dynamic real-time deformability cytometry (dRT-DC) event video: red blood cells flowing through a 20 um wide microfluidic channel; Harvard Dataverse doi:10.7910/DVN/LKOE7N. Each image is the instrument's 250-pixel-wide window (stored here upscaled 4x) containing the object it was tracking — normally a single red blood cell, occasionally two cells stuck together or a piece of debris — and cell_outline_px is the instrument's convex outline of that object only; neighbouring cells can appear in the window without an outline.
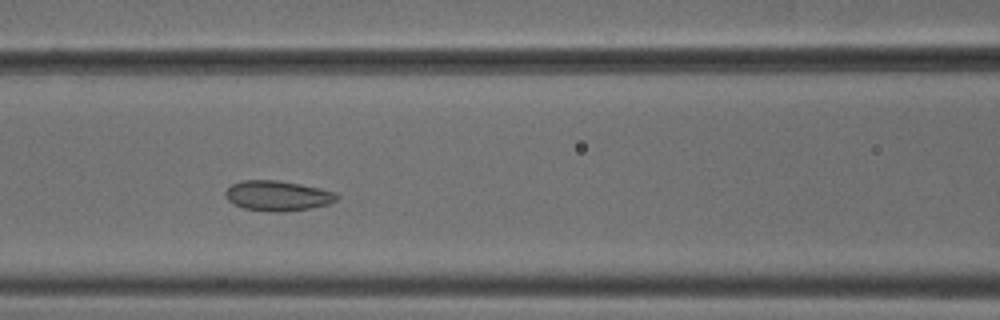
{"species": "common noctule bat (a hibernating species)", "species_latin": "Nyctalus noctula", "temperature_condition": "cold", "stored_images_in_passage": 41, "camera_frame_rate_fps": 3000, "um_per_image_px": 0.085, "animal": {"sex": "male", "body_mass_g": 18.8}, "frame": {"image": 1, "passage_image": 11, "time_ms": 3.333, "image_size_px": [1000, 320], "cell_outline_px": [[336, 200], [328, 204], [308, 208], [280, 212], [276, 212], [244, 208], [228, 200], [224, 196], [224, 192], [232, 184], [244, 180], [276, 180], [300, 184], [320, 188], [336, 192]], "centroid_in_image_um": [23.57, 16.63], "position_along_channel_um": 143.0, "area_um2": 19.25}}
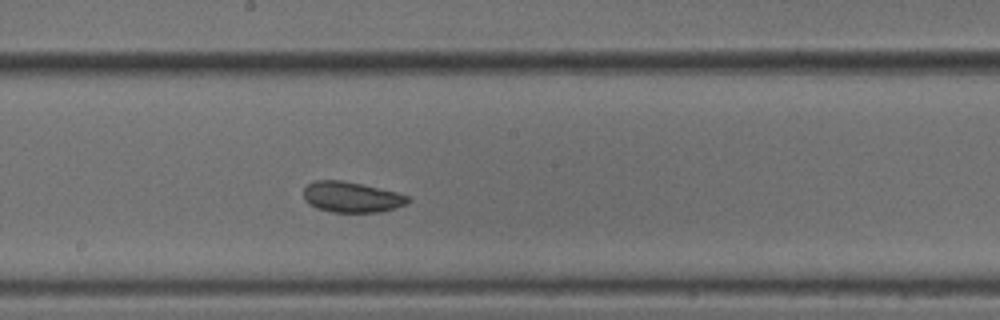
{"frame": {"image": 2, "passage_image": 17, "time_ms": 5.333, "image_size_px": [1000, 320], "cell_outline_px": [[412, 200], [408, 204], [396, 208], [380, 212], [332, 212], [316, 208], [308, 204], [304, 200], [304, 188], [308, 184], [316, 180], [344, 180], [380, 188], [396, 192], [408, 196]], "centroid_in_image_um": [29.9, 16.75], "position_along_channel_um": 218.3, "area_um2": 18.84}}
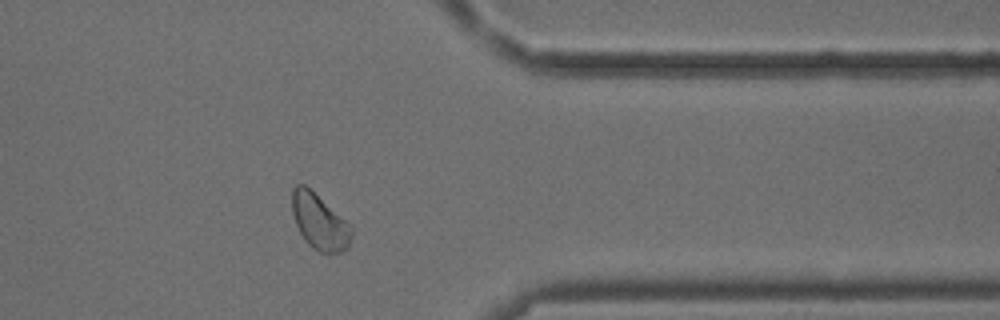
{"frame": {"image": 3, "passage_image": 31, "time_ms": 10.0, "image_size_px": [1000, 320], "cell_outline_px": [[352, 236], [348, 248], [340, 252], [320, 252], [312, 248], [304, 240], [296, 224], [292, 212], [292, 188], [296, 184], [304, 184], [352, 224]], "centroid_in_image_um": [27.17, 18.85], "position_along_channel_um": 384.2, "area_um2": 19.36}, "authors_computed_cell_mechanics": {"area_um2": 19.1896, "velocity_mm_per_s": 3.7743, "shape_relaxation_time_tau1_ms": 7.541, "shape_relaxation_time_tau2_ms": null, "deformation_change_tau1": 0.0963, "deformation_change_tau2": null}}